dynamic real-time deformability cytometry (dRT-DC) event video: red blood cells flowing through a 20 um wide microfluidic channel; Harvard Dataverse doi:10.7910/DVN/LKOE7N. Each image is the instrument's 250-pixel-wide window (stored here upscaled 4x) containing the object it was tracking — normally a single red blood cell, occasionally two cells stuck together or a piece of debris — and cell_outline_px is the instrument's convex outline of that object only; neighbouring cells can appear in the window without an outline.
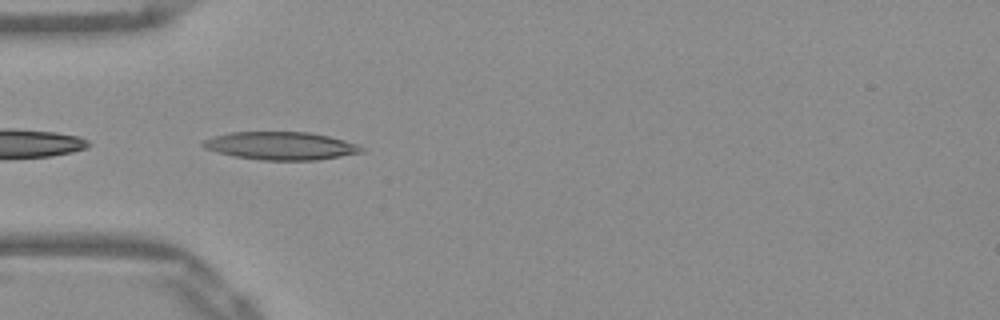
{"species": "Egyptian fruit bat (a non-hibernating species)", "species_latin": "Rousettus aegyptiacus", "temperature_condition": "warm", "stored_images_in_passage": 3, "camera_frame_rate_fps": 3000, "um_per_image_px": 0.085, "frame": {"image": 1, "passage_image": 1, "time_ms": 0.0, "image_size_px": [1000, 320], "cell_outline_px": [[364, 152], [316, 160], [260, 160], [232, 156], [204, 148], [200, 144], [204, 140], [216, 136], [232, 132], [308, 132], [328, 136], [344, 140], [356, 144], [364, 148]], "centroid_in_image_um": [23.86, 12.4], "position_along_channel_um": 61.1, "area_um2": 25.66}}